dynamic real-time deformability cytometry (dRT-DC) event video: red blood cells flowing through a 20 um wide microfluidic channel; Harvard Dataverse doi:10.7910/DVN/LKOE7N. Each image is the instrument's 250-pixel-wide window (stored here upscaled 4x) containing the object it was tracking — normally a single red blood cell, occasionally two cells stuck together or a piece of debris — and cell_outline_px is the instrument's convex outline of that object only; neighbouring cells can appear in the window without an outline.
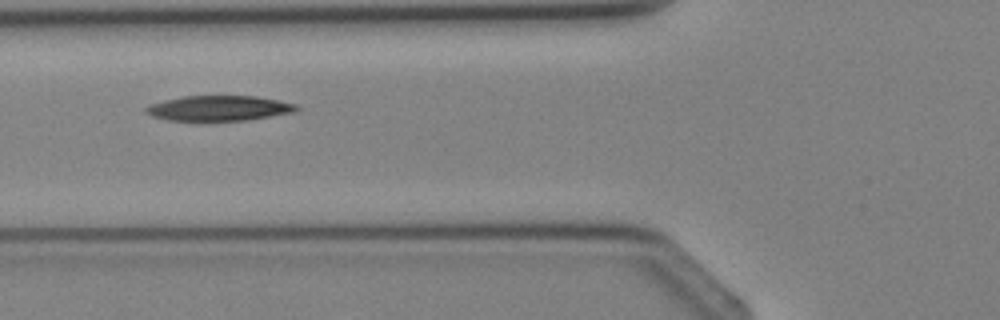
{"species": "Egyptian fruit bat (a non-hibernating species)", "species_latin": "Rousettus aegyptiacus", "temperature_condition": "cold", "stored_images_in_passage": 4, "camera_frame_rate_fps": 3000, "um_per_image_px": 0.085, "animal": {"sex": "female"}, "frame": {"image": 1, "passage_image": 4, "time_ms": 3.667, "image_size_px": [1000, 320], "cell_outline_px": [[300, 108], [292, 112], [244, 120], [168, 120], [152, 116], [144, 112], [144, 108], [152, 104], [164, 100], [184, 96], [256, 96], [296, 104]], "centroid_in_image_um": [18.56, 9.19], "position_along_channel_um": 107.2, "area_um2": 21.68}}